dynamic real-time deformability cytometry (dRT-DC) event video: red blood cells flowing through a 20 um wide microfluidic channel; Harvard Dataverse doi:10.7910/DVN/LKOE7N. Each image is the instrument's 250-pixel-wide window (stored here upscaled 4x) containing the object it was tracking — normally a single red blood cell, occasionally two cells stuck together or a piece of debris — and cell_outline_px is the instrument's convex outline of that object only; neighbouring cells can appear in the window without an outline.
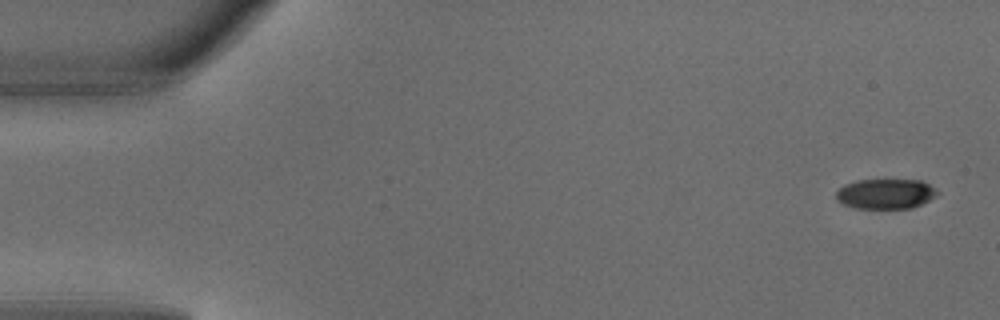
{"species": "common noctule bat (a hibernating species)", "species_latin": "Nyctalus noctula", "temperature_condition": "warm", "stored_images_in_passage": 5, "camera_frame_rate_fps": 3000, "um_per_image_px": 0.085, "animal": {"sex": "male", "body_mass_g": 18.8}, "frame": {"image": 1, "passage_image": 1, "time_ms": 0.0, "image_size_px": [1000, 320], "cell_outline_px": [[940, 192], [936, 196], [912, 208], [856, 208], [844, 204], [836, 200], [836, 192], [844, 184], [856, 180], [920, 180], [936, 188]], "centroid_in_image_um": [75.27, 16.47], "position_along_channel_um": 9.7, "area_um2": 17.69}}
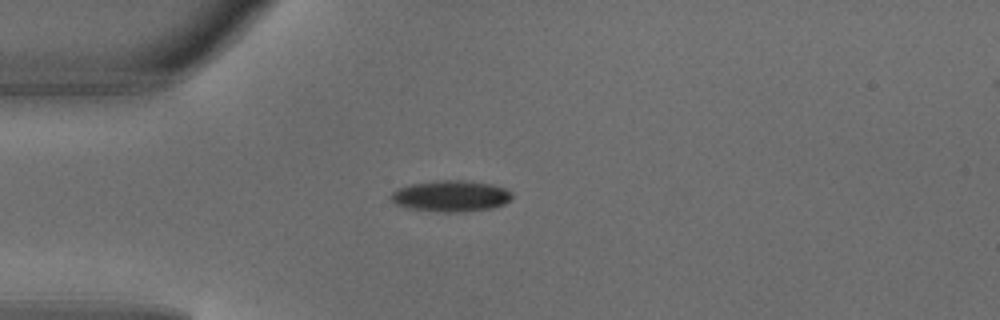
{"frame": {"image": 2, "passage_image": 4, "time_ms": 1.0, "image_size_px": [1000, 320], "cell_outline_px": [[512, 196], [504, 204], [492, 208], [464, 212], [440, 212], [408, 208], [396, 204], [392, 200], [392, 192], [408, 184], [436, 180], [468, 180], [492, 184], [504, 188], [512, 192]], "centroid_in_image_um": [38.34, 16.66], "position_along_channel_um": 46.7, "area_um2": 22.08}}